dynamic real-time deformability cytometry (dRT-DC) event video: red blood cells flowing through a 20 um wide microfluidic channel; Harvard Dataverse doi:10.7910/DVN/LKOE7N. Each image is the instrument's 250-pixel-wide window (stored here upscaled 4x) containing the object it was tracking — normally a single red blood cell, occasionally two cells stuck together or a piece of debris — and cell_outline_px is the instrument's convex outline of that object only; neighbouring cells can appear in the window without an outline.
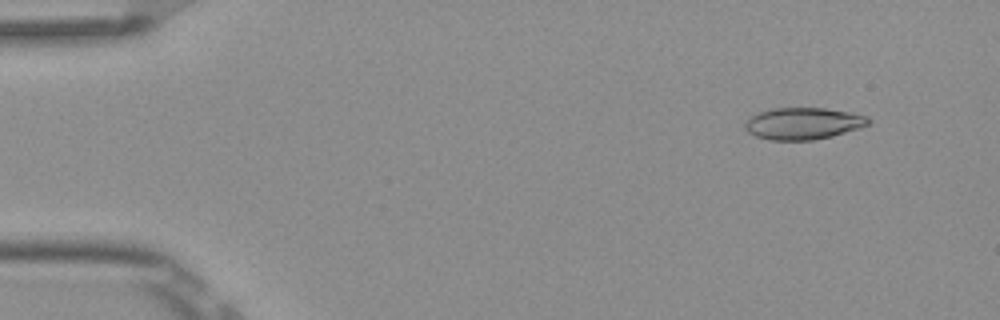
{"species": "Egyptian fruit bat (a non-hibernating species)", "species_latin": "Rousettus aegyptiacus", "temperature_condition": "room temperature", "stored_images_in_passage": 5, "camera_frame_rate_fps": 3000, "um_per_image_px": 0.085, "frame": {"image": 1, "passage_image": 2, "time_ms": 0.333, "image_size_px": [1000, 320], "cell_outline_px": [[872, 124], [860, 128], [832, 136], [812, 140], [768, 140], [756, 136], [748, 132], [744, 128], [744, 124], [752, 116], [760, 112], [772, 108], [824, 108], [848, 112], [868, 116], [872, 120]], "centroid_in_image_um": [68.31, 10.5], "position_along_channel_um": 16.7, "area_um2": 22.95}}
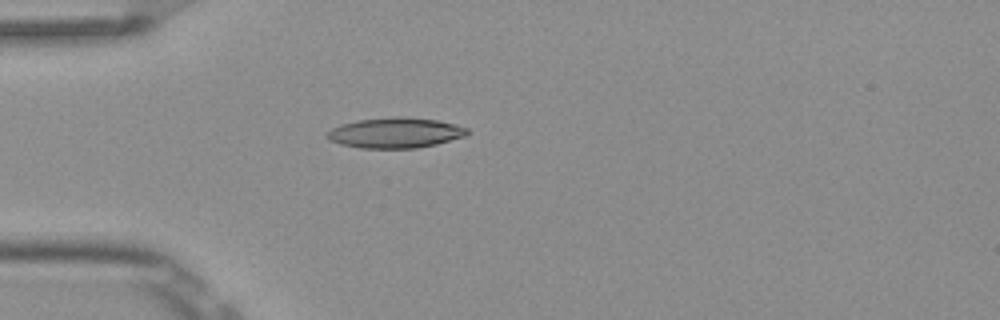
{"frame": {"image": 2, "passage_image": 5, "time_ms": 1.333, "image_size_px": [1000, 320], "cell_outline_px": [[472, 132], [464, 136], [436, 144], [416, 148], [360, 148], [340, 144], [328, 140], [328, 132], [332, 128], [356, 120], [392, 116], [404, 116], [436, 120], [456, 124], [468, 128]], "centroid_in_image_um": [33.63, 11.28], "position_along_channel_um": 51.4, "area_um2": 24.85}}